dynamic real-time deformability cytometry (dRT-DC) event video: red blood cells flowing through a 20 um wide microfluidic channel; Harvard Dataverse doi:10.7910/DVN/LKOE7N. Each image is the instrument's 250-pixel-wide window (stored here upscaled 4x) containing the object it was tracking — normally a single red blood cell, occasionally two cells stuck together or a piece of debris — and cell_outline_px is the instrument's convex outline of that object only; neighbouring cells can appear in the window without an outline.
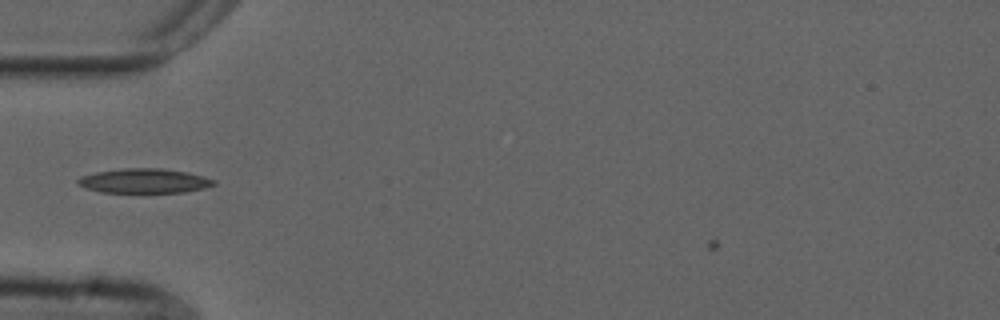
{"species": "common noctule bat (a hibernating species)", "species_latin": "Nyctalus noctula", "temperature_condition": "cold", "stored_images_in_passage": 41, "camera_frame_rate_fps": 3000, "um_per_image_px": 0.085, "animal": {"sex": "male", "forearm_length_mm": 52.5}, "frame": {"image": 1, "passage_image": 6, "time_ms": 1.667, "image_size_px": [1000, 320], "cell_outline_px": [[216, 184], [204, 188], [184, 192], [100, 192], [84, 188], [76, 184], [76, 180], [80, 176], [96, 172], [124, 168], [160, 168], [188, 172], [204, 176], [216, 180]], "centroid_in_image_um": [12.24, 15.37], "position_along_channel_um": 72.8, "area_um2": 19.54}}
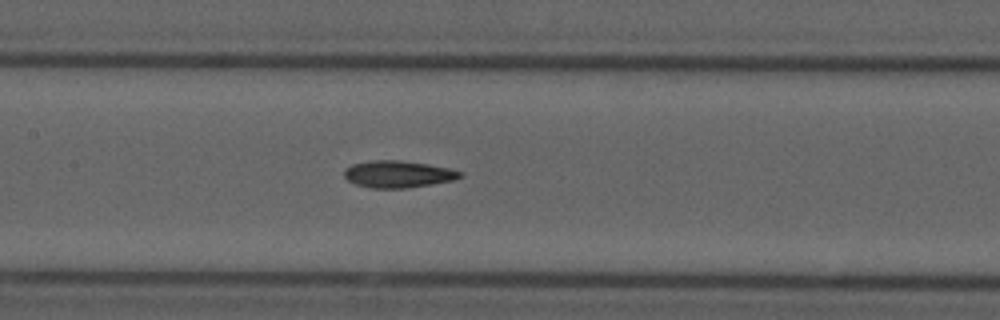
{"frame": {"image": 2, "passage_image": 14, "time_ms": 4.333, "image_size_px": [1000, 320], "cell_outline_px": [[464, 176], [452, 180], [432, 184], [408, 188], [372, 188], [356, 184], [348, 180], [344, 176], [344, 172], [352, 164], [372, 160], [400, 160], [428, 164], [448, 168], [464, 172]], "centroid_in_image_um": [33.87, 14.8], "position_along_channel_um": 173.5, "area_um2": 18.15}}
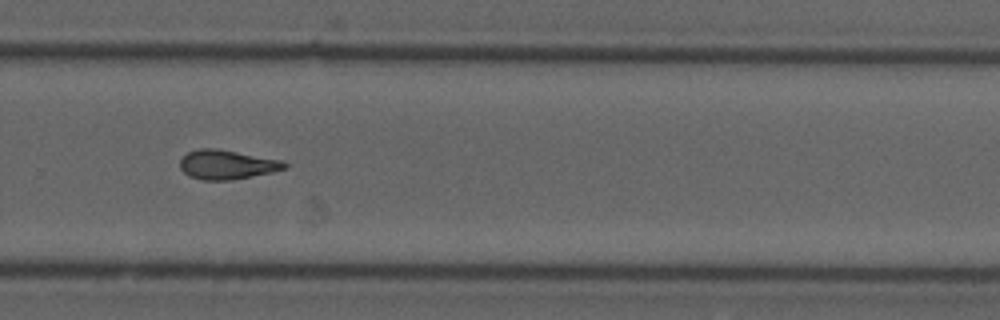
{"frame": {"image": 3, "passage_image": 25, "time_ms": 8.0, "image_size_px": [1000, 320], "cell_outline_px": [[288, 168], [272, 172], [232, 180], [200, 180], [188, 176], [180, 168], [180, 160], [188, 152], [200, 148], [220, 148], [280, 160], [288, 164]], "centroid_in_image_um": [19.28, 13.99], "position_along_channel_um": 310.5, "area_um2": 17.98}}